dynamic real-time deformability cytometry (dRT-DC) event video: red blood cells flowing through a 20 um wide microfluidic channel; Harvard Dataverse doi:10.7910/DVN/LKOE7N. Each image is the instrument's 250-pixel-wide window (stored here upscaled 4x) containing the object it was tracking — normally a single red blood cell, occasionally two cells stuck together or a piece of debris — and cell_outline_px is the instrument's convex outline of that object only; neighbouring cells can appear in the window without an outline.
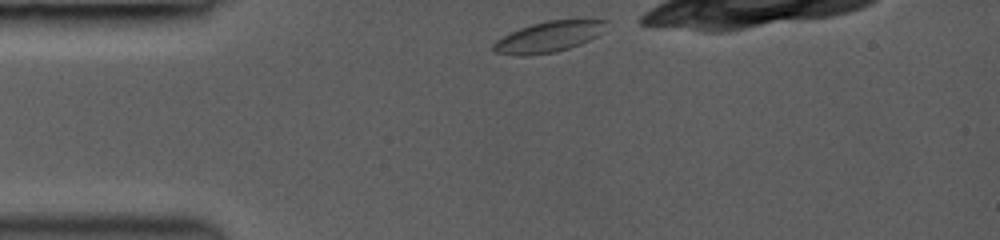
{"species": "common noctule bat (a hibernating species)", "species_latin": "Nyctalus noctula", "temperature_condition": "room temperature", "stored_images_in_passage": 6, "camera_frame_rate_fps": 3000, "um_per_image_px": 0.085, "animal": {"sex": "female", "body_mass_g": 19.0, "forearm_length_mm": 53.3}, "frame": {"image": 1, "passage_image": 1, "time_ms": 0.0, "image_size_px": [1000, 240], "cell_outline_px": [[608, 20], [604, 32], [580, 44], [556, 52], [528, 56], [516, 56], [492, 52], [492, 44], [496, 40], [520, 28], [532, 24], [548, 20]], "centroid_in_image_um": [46.6, 3.15], "position_along_channel_um": 38.4, "area_um2": 20.23}}
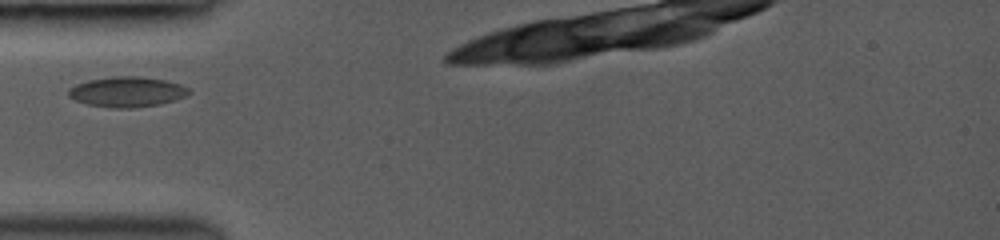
{"frame": {"image": 2, "passage_image": 3, "time_ms": 1.667, "image_size_px": [1000, 240], "cell_outline_px": [[192, 92], [188, 96], [160, 104], [132, 108], [108, 108], [88, 104], [76, 100], [68, 96], [68, 88], [76, 84], [88, 80], [112, 76], [140, 76], [164, 80], [180, 84], [188, 88]], "centroid_in_image_um": [10.8, 7.81], "position_along_channel_um": 74.2, "area_um2": 21.39}}
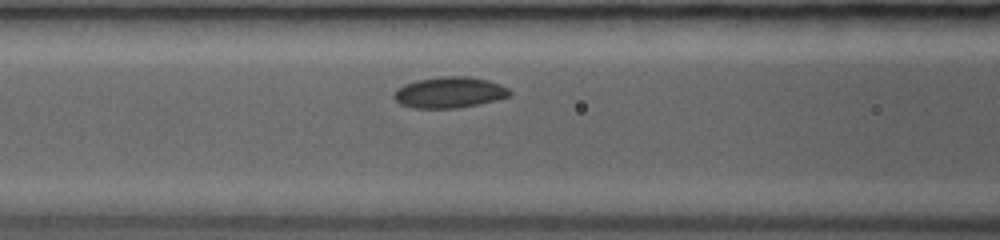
{"frame": {"image": 3, "passage_image": 5, "time_ms": 3.0, "image_size_px": [1000, 240], "cell_outline_px": [[512, 92], [508, 96], [496, 100], [460, 108], [412, 108], [400, 104], [392, 96], [404, 84], [416, 80], [440, 76], [468, 76], [488, 80], [500, 84], [508, 88]], "centroid_in_image_um": [38.21, 7.85], "position_along_channel_um": 128.4, "area_um2": 20.92}}